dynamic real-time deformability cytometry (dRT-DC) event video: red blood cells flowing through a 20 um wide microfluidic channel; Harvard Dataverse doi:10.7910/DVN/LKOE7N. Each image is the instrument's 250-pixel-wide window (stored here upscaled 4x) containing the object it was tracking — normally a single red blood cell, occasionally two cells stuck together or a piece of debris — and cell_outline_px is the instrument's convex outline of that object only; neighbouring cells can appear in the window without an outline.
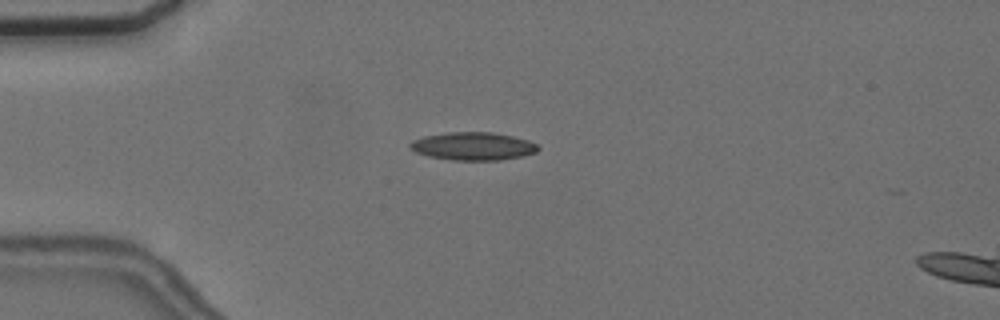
{"species": "common noctule bat (a hibernating species)", "species_latin": "Nyctalus noctula", "temperature_condition": "cold", "stored_images_in_passage": 5, "camera_frame_rate_fps": 3000, "um_per_image_px": 0.085, "animal": {"sex": "female", "body_mass_g": 24.6, "forearm_length_mm": 56.2}, "frame": {"image": 1, "passage_image": 1, "time_ms": 0.0, "image_size_px": [1000, 320], "cell_outline_px": [[540, 148], [536, 152], [524, 156], [500, 160], [452, 160], [428, 156], [416, 152], [408, 148], [408, 144], [412, 140], [424, 136], [448, 132], [492, 132], [512, 136], [528, 140], [536, 144]], "centroid_in_image_um": [40.19, 12.43], "position_along_channel_um": 44.8, "area_um2": 20.98}}
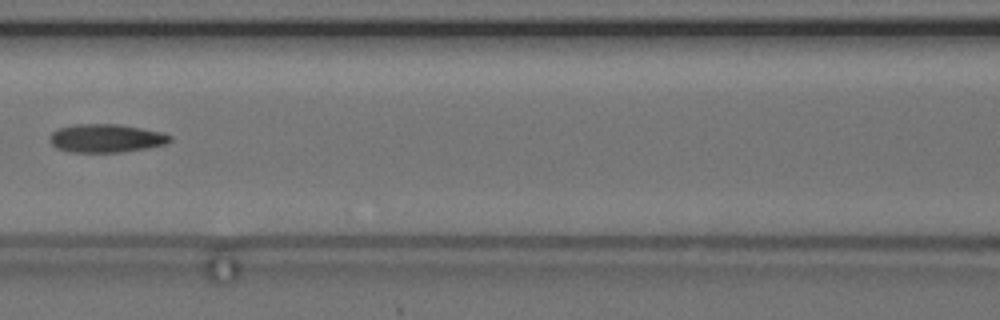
{"frame": {"image": 2, "passage_image": 4, "time_ms": 3.667, "image_size_px": [1000, 320], "cell_outline_px": [[172, 140], [164, 144], [148, 148], [120, 152], [68, 152], [56, 148], [52, 144], [52, 132], [60, 128], [76, 124], [116, 124], [164, 132], [172, 136]], "centroid_in_image_um": [9.06, 11.75], "position_along_channel_um": 157.5, "area_um2": 19.71}}
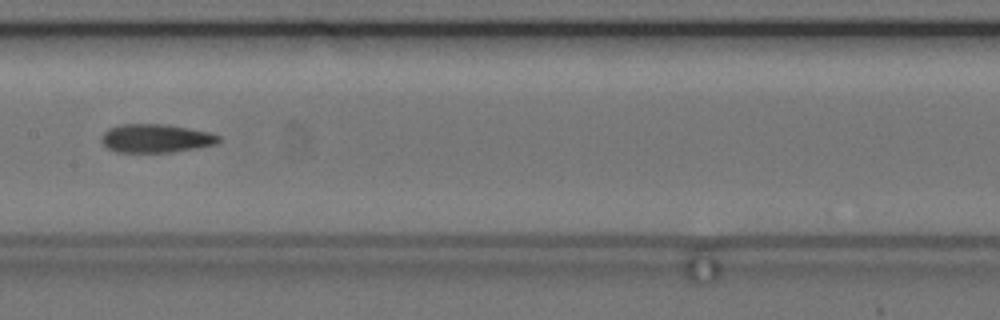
{"frame": {"image": 3, "passage_image": 5, "time_ms": 4.667, "image_size_px": [1000, 320], "cell_outline_px": [[220, 140], [216, 144], [196, 148], [172, 152], [116, 152], [108, 148], [100, 140], [104, 132], [108, 128], [120, 124], [168, 124], [208, 132], [220, 136]], "centroid_in_image_um": [13.23, 11.75], "position_along_channel_um": 194.2, "area_um2": 19.48}}